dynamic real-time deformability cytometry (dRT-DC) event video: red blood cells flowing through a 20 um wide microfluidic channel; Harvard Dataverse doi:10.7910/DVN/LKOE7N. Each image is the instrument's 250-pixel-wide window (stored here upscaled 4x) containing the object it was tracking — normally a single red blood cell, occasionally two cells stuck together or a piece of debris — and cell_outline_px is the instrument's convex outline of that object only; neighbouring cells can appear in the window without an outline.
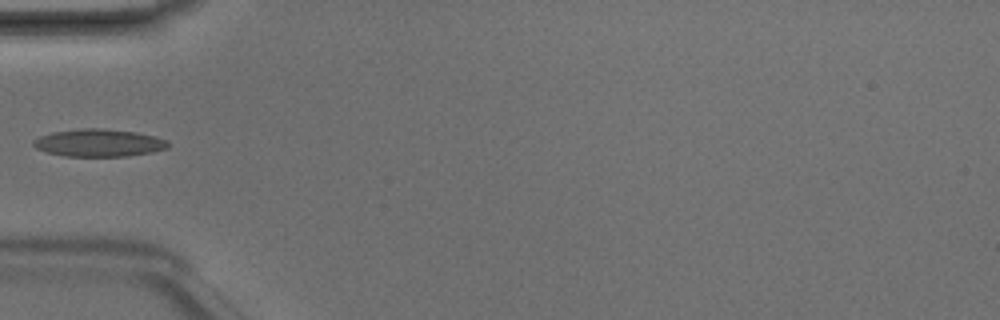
{"species": "Egyptian fruit bat (a non-hibernating species)", "species_latin": "Rousettus aegyptiacus", "temperature_condition": "room temperature", "stored_images_in_passage": 5, "camera_frame_rate_fps": 3000, "um_per_image_px": 0.085, "animal": {"sex": "male"}, "frame": {"image": 1, "passage_image": 5, "time_ms": 1.333, "image_size_px": [1000, 320], "cell_outline_px": [[168, 148], [152, 152], [128, 156], [64, 156], [44, 152], [36, 148], [32, 144], [32, 140], [40, 136], [52, 132], [80, 128], [104, 128], [136, 132], [156, 136], [168, 140]], "centroid_in_image_um": [8.39, 12.14], "position_along_channel_um": 76.6, "area_um2": 21.85}}